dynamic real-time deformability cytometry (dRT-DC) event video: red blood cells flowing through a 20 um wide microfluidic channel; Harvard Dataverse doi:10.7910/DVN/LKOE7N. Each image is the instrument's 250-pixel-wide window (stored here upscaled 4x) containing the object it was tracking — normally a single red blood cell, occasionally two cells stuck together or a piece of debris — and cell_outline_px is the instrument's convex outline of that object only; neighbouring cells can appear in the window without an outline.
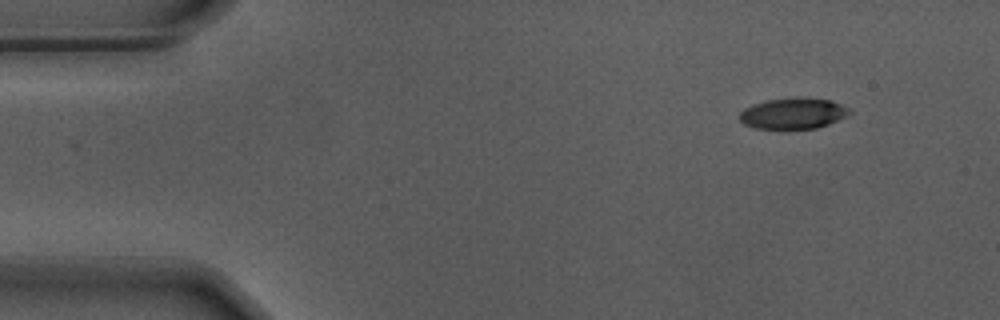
{"species": "Egyptian fruit bat (a non-hibernating species)", "species_latin": "Rousettus aegyptiacus", "temperature_condition": "warm", "stored_images_in_passage": 51, "camera_frame_rate_fps": 3000, "um_per_image_px": 0.085, "animal": {"sex": "male"}, "frame": {"image": 1, "passage_image": 1, "time_ms": 0.0, "image_size_px": [1000, 320], "cell_outline_px": [[852, 112], [828, 124], [816, 128], [784, 132], [756, 128], [744, 124], [740, 120], [740, 112], [744, 108], [752, 104], [764, 100], [796, 96], [800, 96], [832, 100], [848, 108]], "centroid_in_image_um": [67.36, 9.66], "position_along_channel_um": 17.6, "area_um2": 20.75}}
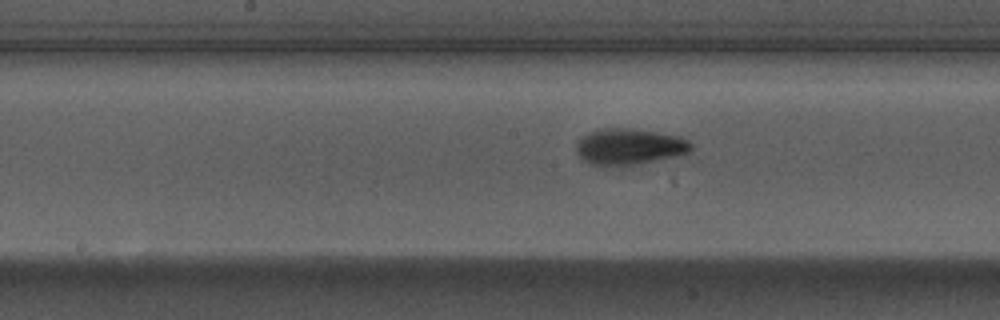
{"frame": {"image": 2, "passage_image": 23, "time_ms": 7.333, "image_size_px": [1000, 320], "cell_outline_px": [[692, 148], [688, 152], [676, 156], [624, 168], [588, 164], [576, 152], [576, 140], [580, 136], [588, 132], [600, 128], [620, 128], [656, 132], [680, 136], [688, 140], [692, 144]], "centroid_in_image_um": [53.44, 12.49], "position_along_channel_um": 194.8, "area_um2": 24.8}}
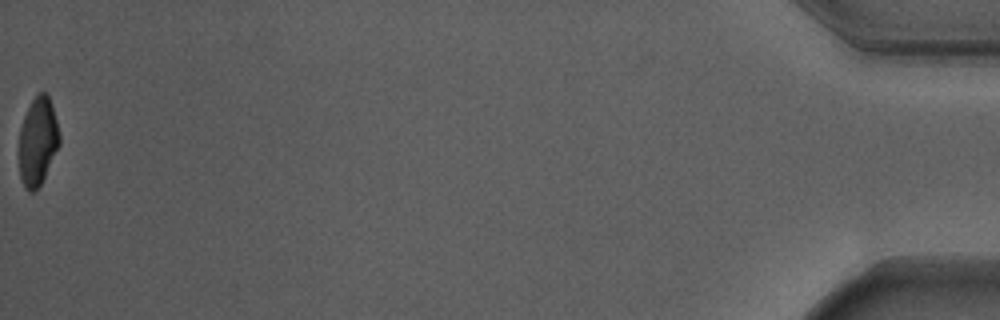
{"frame": {"image": 3, "passage_image": 51, "time_ms": 16.667, "image_size_px": [1000, 320], "cell_outline_px": [[60, 144], [40, 184], [32, 192], [28, 192], [20, 176], [20, 128], [24, 116], [32, 100], [40, 92], [48, 92], [56, 120], [60, 136]], "centroid_in_image_um": [3.22, 11.98], "position_along_channel_um": 432.0, "area_um2": 20.29}, "authors_computed_cell_mechanics": {"area_um2": 22.542, "velocity_mm_per_s": 3.7083, "shape_relaxation_time_tau1_ms": 3.8432, "shape_relaxation_time_tau2_ms": 2.0485, "deformation_change_tau1": 0.1533, "deformation_change_tau2": 0.0803}}